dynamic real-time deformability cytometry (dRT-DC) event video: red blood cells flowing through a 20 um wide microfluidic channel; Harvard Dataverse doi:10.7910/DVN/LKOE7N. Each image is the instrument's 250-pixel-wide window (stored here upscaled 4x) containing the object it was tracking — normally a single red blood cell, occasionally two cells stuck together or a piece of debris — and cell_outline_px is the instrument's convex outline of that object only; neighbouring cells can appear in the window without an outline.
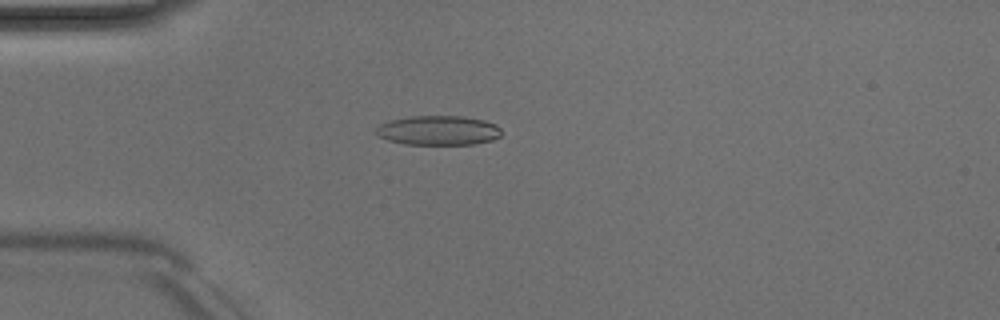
{"species": "Egyptian fruit bat (a non-hibernating species)", "species_latin": "Rousettus aegyptiacus", "temperature_condition": "room temperature", "stored_images_in_passage": 49, "camera_frame_rate_fps": 3000, "um_per_image_px": 0.085, "animal": {"sex": "male"}, "frame": {"image": 1, "passage_image": 13, "time_ms": 4.0, "image_size_px": [1000, 320], "cell_outline_px": [[500, 136], [492, 140], [476, 144], [404, 144], [388, 140], [380, 136], [376, 132], [376, 128], [380, 124], [392, 120], [408, 116], [464, 116], [484, 120], [496, 124], [500, 128]], "centroid_in_image_um": [37.28, 11.08], "position_along_channel_um": 47.7, "area_um2": 21.5}}
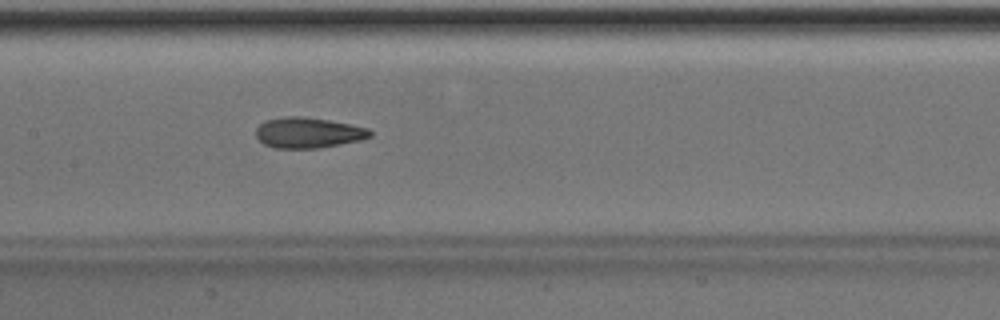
{"frame": {"image": 2, "passage_image": 24, "time_ms": 7.667, "image_size_px": [1000, 320], "cell_outline_px": [[372, 136], [364, 140], [316, 148], [272, 148], [264, 144], [256, 136], [256, 128], [264, 120], [284, 116], [304, 116], [328, 120], [368, 128], [372, 132]], "centroid_in_image_um": [26.19, 11.28], "position_along_channel_um": 181.2, "area_um2": 20.46}}
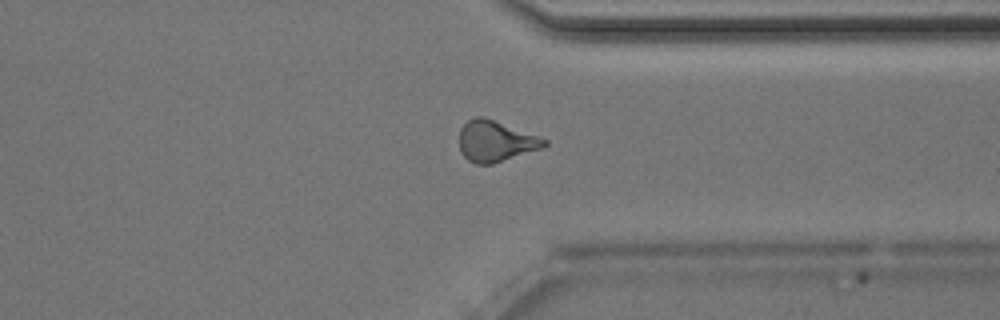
{"frame": {"image": 3, "passage_image": 38, "time_ms": 12.333, "image_size_px": [1000, 320], "cell_outline_px": [[548, 144], [540, 148], [492, 164], [476, 164], [468, 160], [460, 152], [460, 128], [468, 120], [476, 116], [484, 116], [548, 140]], "centroid_in_image_um": [42.08, 11.99], "position_along_channel_um": 369.3, "area_um2": 20.0}, "authors_computed_cell_mechanics": {"area_um2": 20.7502, "velocity_mm_per_s": 4.0468, "shape_relaxation_time_tau1_ms": 3.9063, "shape_relaxation_time_tau2_ms": 2.3049, "deformation_change_tau1": 0.1383, "deformation_change_tau2": 0.099}}